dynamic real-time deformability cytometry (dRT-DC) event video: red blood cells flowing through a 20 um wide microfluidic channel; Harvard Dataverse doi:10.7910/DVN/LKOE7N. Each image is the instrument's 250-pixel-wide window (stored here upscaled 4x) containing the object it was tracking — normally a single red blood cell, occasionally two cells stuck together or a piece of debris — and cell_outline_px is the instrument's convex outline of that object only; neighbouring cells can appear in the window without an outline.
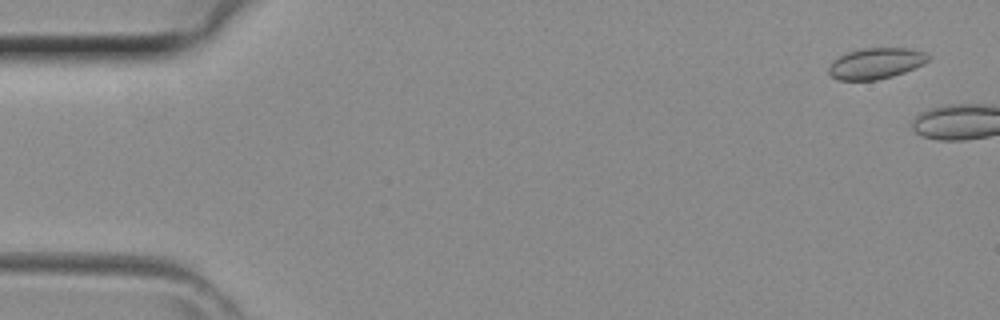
{"species": "common noctule bat (a hibernating species)", "species_latin": "Nyctalus noctula", "temperature_condition": "room temperature", "stored_images_in_passage": 4, "camera_frame_rate_fps": 3000, "um_per_image_px": 0.085, "animal": {"sex": "female", "body_mass_g": 29.2, "forearm_length_mm": 56.3}, "frame": {"image": 1, "passage_image": 2, "time_ms": 0.333, "image_size_px": [1000, 320], "cell_outline_px": [[932, 56], [924, 64], [904, 72], [892, 76], [876, 80], [840, 80], [832, 76], [828, 72], [828, 68], [832, 60], [848, 52], [864, 48], [908, 48], [924, 52]], "centroid_in_image_um": [74.46, 5.38], "position_along_channel_um": 10.5, "area_um2": 17.92}}